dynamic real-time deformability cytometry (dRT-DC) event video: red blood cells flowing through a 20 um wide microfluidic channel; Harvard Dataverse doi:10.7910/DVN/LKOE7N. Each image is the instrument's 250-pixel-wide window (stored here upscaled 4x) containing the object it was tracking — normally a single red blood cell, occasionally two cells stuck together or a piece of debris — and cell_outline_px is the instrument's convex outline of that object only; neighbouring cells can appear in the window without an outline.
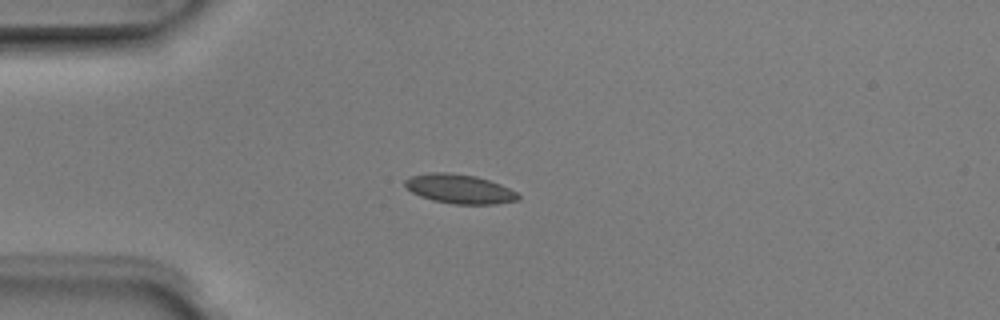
{"species": "Egyptian fruit bat (a non-hibernating species)", "species_latin": "Rousettus aegyptiacus", "temperature_condition": "room temperature", "stored_images_in_passage": 6, "camera_frame_rate_fps": 3000, "um_per_image_px": 0.085, "animal": {"sex": "male"}, "frame": {"image": 1, "passage_image": 2, "time_ms": 0.333, "image_size_px": [1000, 320], "cell_outline_px": [[520, 196], [516, 200], [496, 204], [452, 204], [432, 200], [420, 196], [412, 192], [404, 184], [404, 180], [412, 176], [428, 172], [448, 172], [476, 176], [500, 184], [516, 192]], "centroid_in_image_um": [39.03, 16.05], "position_along_channel_um": 46.0, "area_um2": 19.19}}
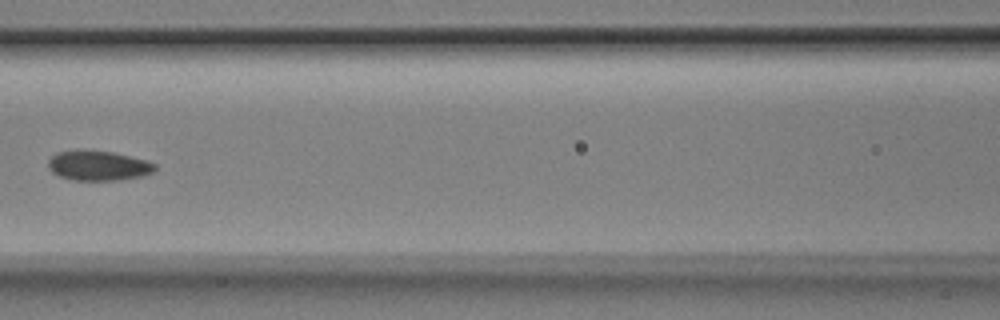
{"frame": {"image": 2, "passage_image": 5, "time_ms": 1.333, "image_size_px": [1000, 320], "cell_outline_px": [[156, 168], [152, 172], [140, 176], [116, 180], [72, 180], [60, 176], [52, 172], [48, 168], [48, 160], [56, 152], [76, 148], [84, 148], [112, 152], [144, 160], [156, 164]], "centroid_in_image_um": [8.27, 14.04], "position_along_channel_um": 158.3, "area_um2": 18.79}}
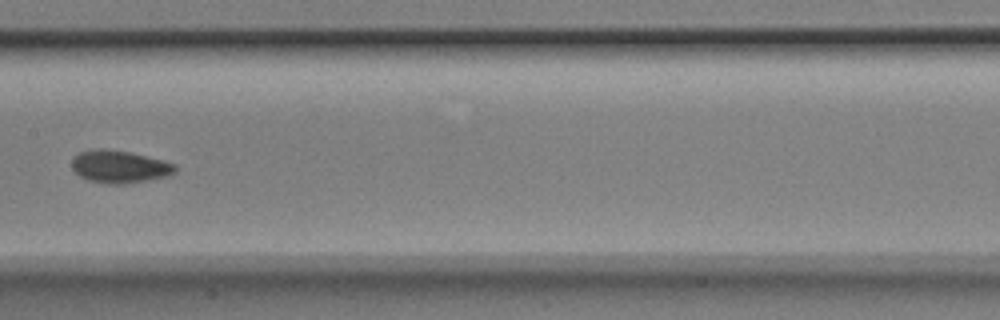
{"frame": {"image": 3, "passage_image": 6, "time_ms": 1.667, "image_size_px": [1000, 320], "cell_outline_px": [[176, 172], [168, 176], [124, 184], [108, 184], [88, 180], [80, 176], [72, 168], [72, 156], [80, 152], [92, 148], [104, 148], [128, 152], [164, 160], [176, 164]], "centroid_in_image_um": [10.14, 14.16], "position_along_channel_um": 197.3, "area_um2": 19.71}}